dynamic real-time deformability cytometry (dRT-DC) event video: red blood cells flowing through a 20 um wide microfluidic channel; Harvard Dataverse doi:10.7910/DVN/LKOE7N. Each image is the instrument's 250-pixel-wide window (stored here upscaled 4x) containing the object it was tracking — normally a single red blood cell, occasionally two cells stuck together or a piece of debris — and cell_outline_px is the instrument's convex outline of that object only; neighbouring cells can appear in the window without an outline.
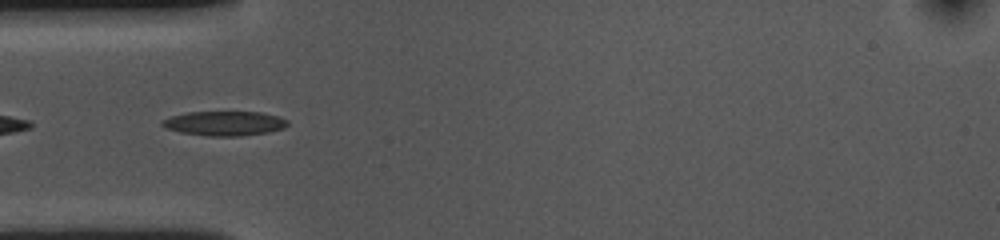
{"species": "common noctule bat (a hibernating species)", "species_latin": "Nyctalus noctula", "temperature_condition": "cold", "stored_images_in_passage": 9, "camera_frame_rate_fps": 3000, "um_per_image_px": 0.085, "animal": {"sex": "female", "body_mass_g": 10.0, "forearm_length_mm": 53.1}, "frame": {"image": 1, "passage_image": 2, "time_ms": 0.333, "image_size_px": [1000, 240], "cell_outline_px": [[288, 124], [284, 128], [268, 132], [240, 136], [208, 136], [180, 132], [164, 128], [160, 124], [160, 120], [172, 116], [188, 112], [260, 112], [280, 116], [288, 120]], "centroid_in_image_um": [19.07, 10.48], "position_along_channel_um": 65.9, "area_um2": 18.03}}